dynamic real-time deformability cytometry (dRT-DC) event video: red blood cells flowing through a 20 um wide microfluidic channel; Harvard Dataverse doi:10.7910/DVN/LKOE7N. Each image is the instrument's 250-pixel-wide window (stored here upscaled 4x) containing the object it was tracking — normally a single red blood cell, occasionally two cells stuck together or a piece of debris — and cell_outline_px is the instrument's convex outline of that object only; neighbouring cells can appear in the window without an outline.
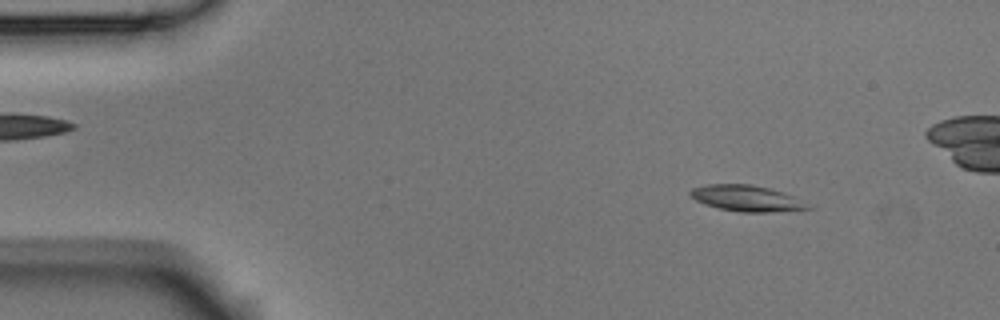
{"species": "Egyptian fruit bat (a non-hibernating species)", "species_latin": "Rousettus aegyptiacus", "temperature_condition": "room temperature", "stored_images_in_passage": 4, "camera_frame_rate_fps": 3000, "um_per_image_px": 0.085, "animal": {"sex": "male"}, "frame": {"image": 1, "passage_image": 1, "time_ms": 0.0, "image_size_px": [1000, 320], "cell_outline_px": [[812, 208], [768, 212], [740, 212], [716, 208], [704, 204], [688, 196], [688, 192], [692, 188], [708, 184], [752, 184], [784, 192], [792, 196]], "centroid_in_image_um": [63.35, 16.85], "position_along_channel_um": 21.6, "area_um2": 17.69}}